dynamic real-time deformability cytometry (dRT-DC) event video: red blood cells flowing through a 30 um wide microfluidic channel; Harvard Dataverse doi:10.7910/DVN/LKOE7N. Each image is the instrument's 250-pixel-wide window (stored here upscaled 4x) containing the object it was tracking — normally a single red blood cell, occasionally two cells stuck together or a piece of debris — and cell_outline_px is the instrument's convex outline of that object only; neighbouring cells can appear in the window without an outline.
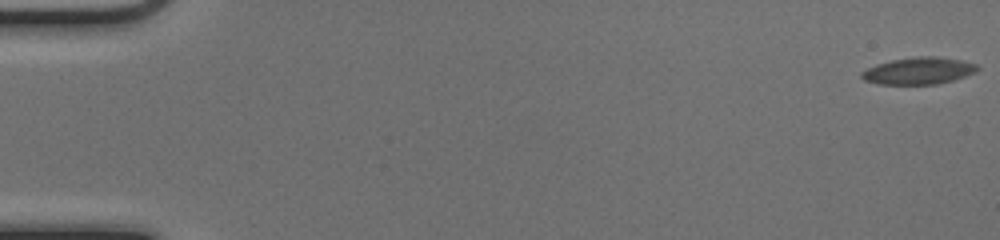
{"species": "common noctule bat (a hibernating species)", "species_latin": "Nyctalus noctula", "temperature_condition": "cold", "stored_images_in_passage": 15, "camera_frame_rate_fps": 3000, "um_per_image_px": 0.085, "animal": {"sex": "female", "body_mass_g": 17.0, "forearm_length_mm": 48.0}, "frame": {"image": 1, "passage_image": 1, "time_ms": 0.0, "image_size_px": [1000, 240], "cell_outline_px": [[980, 68], [976, 72], [952, 80], [936, 84], [880, 84], [864, 80], [860, 76], [860, 72], [876, 64], [892, 60], [912, 56], [936, 56], [960, 60], [976, 64]], "centroid_in_image_um": [78.07, 6.01], "position_along_channel_um": 6.9, "area_um2": 18.15}}